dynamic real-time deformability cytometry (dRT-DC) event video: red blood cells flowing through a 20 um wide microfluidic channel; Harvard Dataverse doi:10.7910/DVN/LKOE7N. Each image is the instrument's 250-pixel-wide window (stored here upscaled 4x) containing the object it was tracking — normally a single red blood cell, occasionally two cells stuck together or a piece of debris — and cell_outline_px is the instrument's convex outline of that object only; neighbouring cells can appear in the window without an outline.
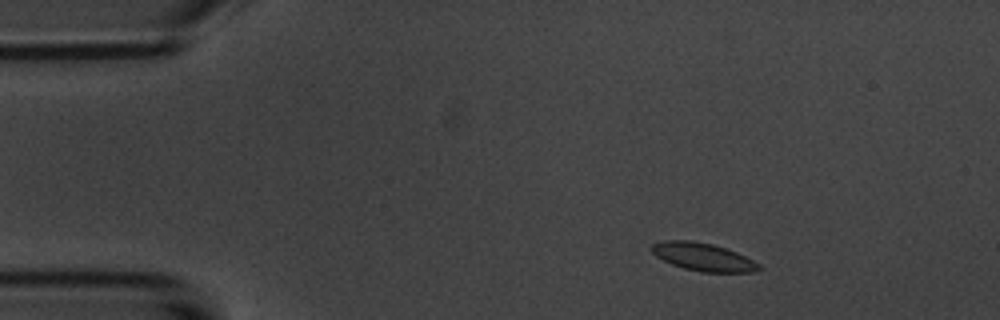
{"species": "common noctule bat (a hibernating species)", "species_latin": "Nyctalus noctula", "temperature_condition": "room temperature", "stored_images_in_passage": 3, "camera_frame_rate_fps": 3000, "um_per_image_px": 0.085, "animal": {"sex": "male", "body_mass_g": 20.1, "forearm_length_mm": 53.5}, "frame": {"image": 1, "passage_image": 1, "time_ms": 0.0, "image_size_px": [1000, 320], "cell_outline_px": [[764, 268], [756, 272], [700, 272], [684, 268], [672, 264], [656, 256], [648, 248], [652, 244], [664, 240], [692, 240], [712, 244], [736, 252], [760, 264]], "centroid_in_image_um": [59.76, 21.84], "position_along_channel_um": 25.2, "area_um2": 17.51}}